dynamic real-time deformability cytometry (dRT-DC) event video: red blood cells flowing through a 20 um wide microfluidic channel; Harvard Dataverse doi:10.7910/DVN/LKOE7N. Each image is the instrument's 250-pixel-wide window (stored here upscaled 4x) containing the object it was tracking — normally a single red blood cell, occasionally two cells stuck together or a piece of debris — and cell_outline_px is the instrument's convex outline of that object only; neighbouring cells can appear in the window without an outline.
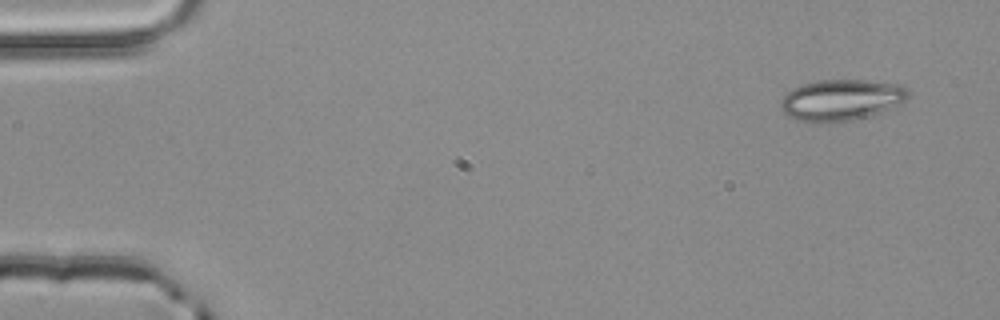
{"species": "common noctule bat (a hibernating species)", "species_latin": "Nyctalus noctula", "temperature_condition": "room temperature", "stored_images_in_passage": 4, "camera_frame_rate_fps": 3000, "um_per_image_px": 0.085, "animal": {"sex": "male", "body_mass_g": 20.4}, "frame": {"image": 1, "passage_image": 1, "time_ms": 0.0, "image_size_px": [1000, 320], "cell_outline_px": [[908, 100], [880, 112], [868, 116], [852, 120], [812, 124], [796, 120], [784, 116], [780, 108], [780, 100], [792, 88], [804, 84], [820, 80], [864, 80], [904, 84], [908, 88]], "centroid_in_image_um": [71.48, 8.51], "position_along_channel_um": 13.5, "area_um2": 31.1}}